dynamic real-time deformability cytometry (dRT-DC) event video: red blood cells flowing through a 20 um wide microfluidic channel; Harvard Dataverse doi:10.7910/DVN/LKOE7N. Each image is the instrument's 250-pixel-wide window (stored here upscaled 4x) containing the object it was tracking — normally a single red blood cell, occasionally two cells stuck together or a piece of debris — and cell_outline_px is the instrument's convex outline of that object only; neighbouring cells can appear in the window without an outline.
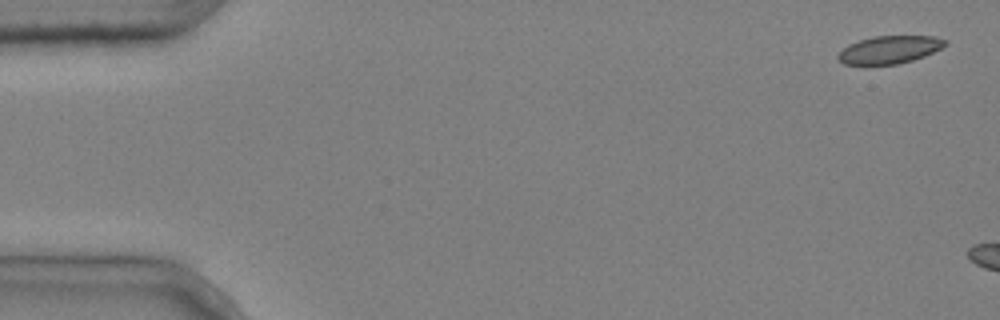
{"species": "common noctule bat (a hibernating species)", "species_latin": "Nyctalus noctula", "temperature_condition": "cold", "stored_images_in_passage": 3, "camera_frame_rate_fps": 3000, "um_per_image_px": 0.085, "animal": {"sex": "male", "body_mass_g": 20.4}, "frame": {"image": 1, "passage_image": 1, "time_ms": 0.0, "image_size_px": [1000, 320], "cell_outline_px": [[948, 44], [924, 56], [912, 60], [896, 64], [844, 64], [836, 60], [836, 56], [848, 44], [872, 36], [936, 36], [948, 40]], "centroid_in_image_um": [75.6, 4.21], "position_along_channel_um": 9.4, "area_um2": 17.28}}